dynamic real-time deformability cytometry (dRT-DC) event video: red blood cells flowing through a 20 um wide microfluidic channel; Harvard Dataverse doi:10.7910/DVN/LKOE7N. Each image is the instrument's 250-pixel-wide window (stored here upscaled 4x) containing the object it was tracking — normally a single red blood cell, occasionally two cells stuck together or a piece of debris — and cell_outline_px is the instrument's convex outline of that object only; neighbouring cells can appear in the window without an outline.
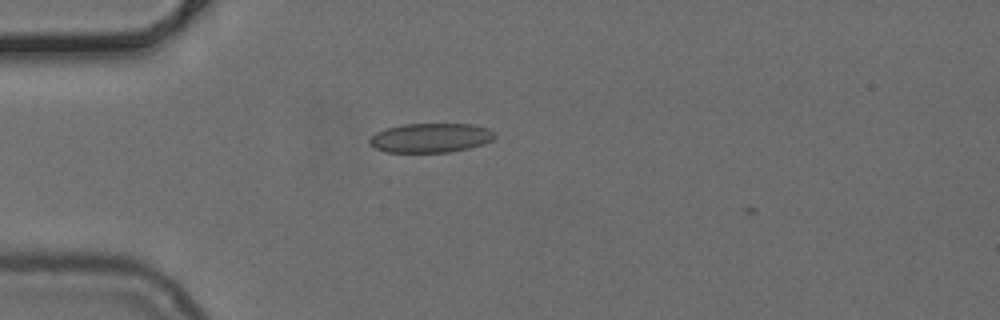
{"species": "common noctule bat (a hibernating species)", "species_latin": "Nyctalus noctula", "temperature_condition": "cold", "stored_images_in_passage": 3, "camera_frame_rate_fps": 3000, "um_per_image_px": 0.085, "animal": {"sex": "female", "body_mass_g": 24.6, "forearm_length_mm": 56.2}, "frame": {"image": 1, "passage_image": 1, "time_ms": 0.0, "image_size_px": [1000, 320], "cell_outline_px": [[496, 136], [492, 140], [484, 144], [468, 148], [448, 152], [384, 152], [368, 144], [368, 140], [376, 132], [388, 128], [404, 124], [472, 124], [488, 128], [496, 132]], "centroid_in_image_um": [36.62, 11.72], "position_along_channel_um": 48.4, "area_um2": 21.44}}